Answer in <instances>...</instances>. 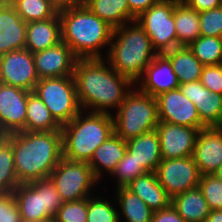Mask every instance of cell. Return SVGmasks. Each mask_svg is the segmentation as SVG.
Returning a JSON list of instances; mask_svg holds the SVG:
<instances>
[{
	"mask_svg": "<svg viewBox=\"0 0 222 222\" xmlns=\"http://www.w3.org/2000/svg\"><path fill=\"white\" fill-rule=\"evenodd\" d=\"M126 147L146 172H155L162 161L160 138L156 130L127 140Z\"/></svg>",
	"mask_w": 222,
	"mask_h": 222,
	"instance_id": "obj_22",
	"label": "cell"
},
{
	"mask_svg": "<svg viewBox=\"0 0 222 222\" xmlns=\"http://www.w3.org/2000/svg\"><path fill=\"white\" fill-rule=\"evenodd\" d=\"M20 210L13 192L0 193V222H21Z\"/></svg>",
	"mask_w": 222,
	"mask_h": 222,
	"instance_id": "obj_40",
	"label": "cell"
},
{
	"mask_svg": "<svg viewBox=\"0 0 222 222\" xmlns=\"http://www.w3.org/2000/svg\"><path fill=\"white\" fill-rule=\"evenodd\" d=\"M109 47L108 52L106 51L107 62L115 71L129 78L134 84L158 54L137 20L115 28Z\"/></svg>",
	"mask_w": 222,
	"mask_h": 222,
	"instance_id": "obj_4",
	"label": "cell"
},
{
	"mask_svg": "<svg viewBox=\"0 0 222 222\" xmlns=\"http://www.w3.org/2000/svg\"><path fill=\"white\" fill-rule=\"evenodd\" d=\"M85 6L114 29L130 22L127 0H91Z\"/></svg>",
	"mask_w": 222,
	"mask_h": 222,
	"instance_id": "obj_29",
	"label": "cell"
},
{
	"mask_svg": "<svg viewBox=\"0 0 222 222\" xmlns=\"http://www.w3.org/2000/svg\"><path fill=\"white\" fill-rule=\"evenodd\" d=\"M145 173L146 171L135 161L133 155L126 151L111 176L117 179L116 188H121L126 187L138 176Z\"/></svg>",
	"mask_w": 222,
	"mask_h": 222,
	"instance_id": "obj_35",
	"label": "cell"
},
{
	"mask_svg": "<svg viewBox=\"0 0 222 222\" xmlns=\"http://www.w3.org/2000/svg\"><path fill=\"white\" fill-rule=\"evenodd\" d=\"M39 78L33 54L27 49L0 55V83L34 91Z\"/></svg>",
	"mask_w": 222,
	"mask_h": 222,
	"instance_id": "obj_11",
	"label": "cell"
},
{
	"mask_svg": "<svg viewBox=\"0 0 222 222\" xmlns=\"http://www.w3.org/2000/svg\"><path fill=\"white\" fill-rule=\"evenodd\" d=\"M175 4L171 1L159 0L136 18L149 36L152 47L158 54H163L177 47L173 15Z\"/></svg>",
	"mask_w": 222,
	"mask_h": 222,
	"instance_id": "obj_9",
	"label": "cell"
},
{
	"mask_svg": "<svg viewBox=\"0 0 222 222\" xmlns=\"http://www.w3.org/2000/svg\"><path fill=\"white\" fill-rule=\"evenodd\" d=\"M32 54L39 79L73 76L78 58L65 42Z\"/></svg>",
	"mask_w": 222,
	"mask_h": 222,
	"instance_id": "obj_15",
	"label": "cell"
},
{
	"mask_svg": "<svg viewBox=\"0 0 222 222\" xmlns=\"http://www.w3.org/2000/svg\"><path fill=\"white\" fill-rule=\"evenodd\" d=\"M88 198L64 202L54 216L56 222H87Z\"/></svg>",
	"mask_w": 222,
	"mask_h": 222,
	"instance_id": "obj_37",
	"label": "cell"
},
{
	"mask_svg": "<svg viewBox=\"0 0 222 222\" xmlns=\"http://www.w3.org/2000/svg\"><path fill=\"white\" fill-rule=\"evenodd\" d=\"M61 41V20L58 13L47 20L27 23L25 49L31 53L48 49Z\"/></svg>",
	"mask_w": 222,
	"mask_h": 222,
	"instance_id": "obj_20",
	"label": "cell"
},
{
	"mask_svg": "<svg viewBox=\"0 0 222 222\" xmlns=\"http://www.w3.org/2000/svg\"><path fill=\"white\" fill-rule=\"evenodd\" d=\"M171 205L186 222H204L211 211L199 187L174 196Z\"/></svg>",
	"mask_w": 222,
	"mask_h": 222,
	"instance_id": "obj_25",
	"label": "cell"
},
{
	"mask_svg": "<svg viewBox=\"0 0 222 222\" xmlns=\"http://www.w3.org/2000/svg\"><path fill=\"white\" fill-rule=\"evenodd\" d=\"M113 119L114 131L124 141L154 131L159 124L157 100L135 86L124 98Z\"/></svg>",
	"mask_w": 222,
	"mask_h": 222,
	"instance_id": "obj_6",
	"label": "cell"
},
{
	"mask_svg": "<svg viewBox=\"0 0 222 222\" xmlns=\"http://www.w3.org/2000/svg\"><path fill=\"white\" fill-rule=\"evenodd\" d=\"M167 1H171L176 4H184V3H187L188 0H167Z\"/></svg>",
	"mask_w": 222,
	"mask_h": 222,
	"instance_id": "obj_50",
	"label": "cell"
},
{
	"mask_svg": "<svg viewBox=\"0 0 222 222\" xmlns=\"http://www.w3.org/2000/svg\"><path fill=\"white\" fill-rule=\"evenodd\" d=\"M18 186L12 143L4 136L0 139V193L13 192Z\"/></svg>",
	"mask_w": 222,
	"mask_h": 222,
	"instance_id": "obj_32",
	"label": "cell"
},
{
	"mask_svg": "<svg viewBox=\"0 0 222 222\" xmlns=\"http://www.w3.org/2000/svg\"><path fill=\"white\" fill-rule=\"evenodd\" d=\"M126 151V141H124L116 133L101 144L93 152L91 159L88 161L96 179L100 181L104 173L111 176L116 169L117 164L124 157Z\"/></svg>",
	"mask_w": 222,
	"mask_h": 222,
	"instance_id": "obj_21",
	"label": "cell"
},
{
	"mask_svg": "<svg viewBox=\"0 0 222 222\" xmlns=\"http://www.w3.org/2000/svg\"><path fill=\"white\" fill-rule=\"evenodd\" d=\"M61 131L63 158L88 162L93 152L115 133L113 114L82 110L70 122L62 125Z\"/></svg>",
	"mask_w": 222,
	"mask_h": 222,
	"instance_id": "obj_5",
	"label": "cell"
},
{
	"mask_svg": "<svg viewBox=\"0 0 222 222\" xmlns=\"http://www.w3.org/2000/svg\"><path fill=\"white\" fill-rule=\"evenodd\" d=\"M180 91L197 107L201 122L206 127L222 126V95L204 87L201 81L180 84Z\"/></svg>",
	"mask_w": 222,
	"mask_h": 222,
	"instance_id": "obj_17",
	"label": "cell"
},
{
	"mask_svg": "<svg viewBox=\"0 0 222 222\" xmlns=\"http://www.w3.org/2000/svg\"><path fill=\"white\" fill-rule=\"evenodd\" d=\"M61 127L37 94L33 91L30 92L27 101L24 131L49 132L61 130Z\"/></svg>",
	"mask_w": 222,
	"mask_h": 222,
	"instance_id": "obj_27",
	"label": "cell"
},
{
	"mask_svg": "<svg viewBox=\"0 0 222 222\" xmlns=\"http://www.w3.org/2000/svg\"><path fill=\"white\" fill-rule=\"evenodd\" d=\"M126 188L139 196L153 212L165 209L171 204V198L159 184L155 172L138 176Z\"/></svg>",
	"mask_w": 222,
	"mask_h": 222,
	"instance_id": "obj_23",
	"label": "cell"
},
{
	"mask_svg": "<svg viewBox=\"0 0 222 222\" xmlns=\"http://www.w3.org/2000/svg\"><path fill=\"white\" fill-rule=\"evenodd\" d=\"M59 8L74 5V0H52Z\"/></svg>",
	"mask_w": 222,
	"mask_h": 222,
	"instance_id": "obj_46",
	"label": "cell"
},
{
	"mask_svg": "<svg viewBox=\"0 0 222 222\" xmlns=\"http://www.w3.org/2000/svg\"><path fill=\"white\" fill-rule=\"evenodd\" d=\"M49 178L64 202L92 196L91 189L99 182L88 162L70 161L65 158L60 160Z\"/></svg>",
	"mask_w": 222,
	"mask_h": 222,
	"instance_id": "obj_8",
	"label": "cell"
},
{
	"mask_svg": "<svg viewBox=\"0 0 222 222\" xmlns=\"http://www.w3.org/2000/svg\"><path fill=\"white\" fill-rule=\"evenodd\" d=\"M179 85L171 62L164 54H157L146 67L142 77L135 83L141 92L154 98L167 91L177 89Z\"/></svg>",
	"mask_w": 222,
	"mask_h": 222,
	"instance_id": "obj_16",
	"label": "cell"
},
{
	"mask_svg": "<svg viewBox=\"0 0 222 222\" xmlns=\"http://www.w3.org/2000/svg\"><path fill=\"white\" fill-rule=\"evenodd\" d=\"M151 222H186L170 204L165 209L154 212Z\"/></svg>",
	"mask_w": 222,
	"mask_h": 222,
	"instance_id": "obj_42",
	"label": "cell"
},
{
	"mask_svg": "<svg viewBox=\"0 0 222 222\" xmlns=\"http://www.w3.org/2000/svg\"><path fill=\"white\" fill-rule=\"evenodd\" d=\"M200 81L211 92L222 95V67L219 64L205 65Z\"/></svg>",
	"mask_w": 222,
	"mask_h": 222,
	"instance_id": "obj_41",
	"label": "cell"
},
{
	"mask_svg": "<svg viewBox=\"0 0 222 222\" xmlns=\"http://www.w3.org/2000/svg\"><path fill=\"white\" fill-rule=\"evenodd\" d=\"M33 92L61 126L82 111L73 76L39 79Z\"/></svg>",
	"mask_w": 222,
	"mask_h": 222,
	"instance_id": "obj_7",
	"label": "cell"
},
{
	"mask_svg": "<svg viewBox=\"0 0 222 222\" xmlns=\"http://www.w3.org/2000/svg\"><path fill=\"white\" fill-rule=\"evenodd\" d=\"M3 137H4V134L2 133L1 128H0V139H2Z\"/></svg>",
	"mask_w": 222,
	"mask_h": 222,
	"instance_id": "obj_51",
	"label": "cell"
},
{
	"mask_svg": "<svg viewBox=\"0 0 222 222\" xmlns=\"http://www.w3.org/2000/svg\"><path fill=\"white\" fill-rule=\"evenodd\" d=\"M156 131L160 138L162 159L193 156L200 129L159 121Z\"/></svg>",
	"mask_w": 222,
	"mask_h": 222,
	"instance_id": "obj_14",
	"label": "cell"
},
{
	"mask_svg": "<svg viewBox=\"0 0 222 222\" xmlns=\"http://www.w3.org/2000/svg\"><path fill=\"white\" fill-rule=\"evenodd\" d=\"M174 21L177 34V47L189 46L201 36L199 13L186 3L175 4Z\"/></svg>",
	"mask_w": 222,
	"mask_h": 222,
	"instance_id": "obj_28",
	"label": "cell"
},
{
	"mask_svg": "<svg viewBox=\"0 0 222 222\" xmlns=\"http://www.w3.org/2000/svg\"><path fill=\"white\" fill-rule=\"evenodd\" d=\"M188 47L204 66L220 64L222 57V38L200 36Z\"/></svg>",
	"mask_w": 222,
	"mask_h": 222,
	"instance_id": "obj_33",
	"label": "cell"
},
{
	"mask_svg": "<svg viewBox=\"0 0 222 222\" xmlns=\"http://www.w3.org/2000/svg\"><path fill=\"white\" fill-rule=\"evenodd\" d=\"M21 222H56L55 218L52 217V218H49L47 220H44V221H25V220H22Z\"/></svg>",
	"mask_w": 222,
	"mask_h": 222,
	"instance_id": "obj_49",
	"label": "cell"
},
{
	"mask_svg": "<svg viewBox=\"0 0 222 222\" xmlns=\"http://www.w3.org/2000/svg\"><path fill=\"white\" fill-rule=\"evenodd\" d=\"M7 1H9V0H0V2H7Z\"/></svg>",
	"mask_w": 222,
	"mask_h": 222,
	"instance_id": "obj_52",
	"label": "cell"
},
{
	"mask_svg": "<svg viewBox=\"0 0 222 222\" xmlns=\"http://www.w3.org/2000/svg\"><path fill=\"white\" fill-rule=\"evenodd\" d=\"M171 62L179 84L199 81L204 65L188 46H179L163 53Z\"/></svg>",
	"mask_w": 222,
	"mask_h": 222,
	"instance_id": "obj_26",
	"label": "cell"
},
{
	"mask_svg": "<svg viewBox=\"0 0 222 222\" xmlns=\"http://www.w3.org/2000/svg\"><path fill=\"white\" fill-rule=\"evenodd\" d=\"M155 173L159 184L171 199L187 190L199 187L201 178L193 156L162 159Z\"/></svg>",
	"mask_w": 222,
	"mask_h": 222,
	"instance_id": "obj_10",
	"label": "cell"
},
{
	"mask_svg": "<svg viewBox=\"0 0 222 222\" xmlns=\"http://www.w3.org/2000/svg\"><path fill=\"white\" fill-rule=\"evenodd\" d=\"M116 204L119 203L121 215L126 222H151L154 212L136 194L126 187L116 188Z\"/></svg>",
	"mask_w": 222,
	"mask_h": 222,
	"instance_id": "obj_30",
	"label": "cell"
},
{
	"mask_svg": "<svg viewBox=\"0 0 222 222\" xmlns=\"http://www.w3.org/2000/svg\"><path fill=\"white\" fill-rule=\"evenodd\" d=\"M33 183L42 191L43 208L51 217H54L64 203L55 184L50 178L39 179Z\"/></svg>",
	"mask_w": 222,
	"mask_h": 222,
	"instance_id": "obj_38",
	"label": "cell"
},
{
	"mask_svg": "<svg viewBox=\"0 0 222 222\" xmlns=\"http://www.w3.org/2000/svg\"><path fill=\"white\" fill-rule=\"evenodd\" d=\"M204 222H222V209L211 210Z\"/></svg>",
	"mask_w": 222,
	"mask_h": 222,
	"instance_id": "obj_45",
	"label": "cell"
},
{
	"mask_svg": "<svg viewBox=\"0 0 222 222\" xmlns=\"http://www.w3.org/2000/svg\"><path fill=\"white\" fill-rule=\"evenodd\" d=\"M14 154L19 184L49 178L63 158L62 131L17 132L5 136Z\"/></svg>",
	"mask_w": 222,
	"mask_h": 222,
	"instance_id": "obj_2",
	"label": "cell"
},
{
	"mask_svg": "<svg viewBox=\"0 0 222 222\" xmlns=\"http://www.w3.org/2000/svg\"><path fill=\"white\" fill-rule=\"evenodd\" d=\"M156 100L159 121L200 130L206 127L200 120L197 107L184 96L179 88L157 96Z\"/></svg>",
	"mask_w": 222,
	"mask_h": 222,
	"instance_id": "obj_12",
	"label": "cell"
},
{
	"mask_svg": "<svg viewBox=\"0 0 222 222\" xmlns=\"http://www.w3.org/2000/svg\"><path fill=\"white\" fill-rule=\"evenodd\" d=\"M94 194L88 197L87 222H120L121 215L113 203Z\"/></svg>",
	"mask_w": 222,
	"mask_h": 222,
	"instance_id": "obj_34",
	"label": "cell"
},
{
	"mask_svg": "<svg viewBox=\"0 0 222 222\" xmlns=\"http://www.w3.org/2000/svg\"><path fill=\"white\" fill-rule=\"evenodd\" d=\"M201 36L222 38V6L199 13Z\"/></svg>",
	"mask_w": 222,
	"mask_h": 222,
	"instance_id": "obj_39",
	"label": "cell"
},
{
	"mask_svg": "<svg viewBox=\"0 0 222 222\" xmlns=\"http://www.w3.org/2000/svg\"><path fill=\"white\" fill-rule=\"evenodd\" d=\"M213 175L222 181V165L220 166V168L218 170H216Z\"/></svg>",
	"mask_w": 222,
	"mask_h": 222,
	"instance_id": "obj_48",
	"label": "cell"
},
{
	"mask_svg": "<svg viewBox=\"0 0 222 222\" xmlns=\"http://www.w3.org/2000/svg\"><path fill=\"white\" fill-rule=\"evenodd\" d=\"M193 158L201 175H211L222 165V126L205 127L198 134Z\"/></svg>",
	"mask_w": 222,
	"mask_h": 222,
	"instance_id": "obj_18",
	"label": "cell"
},
{
	"mask_svg": "<svg viewBox=\"0 0 222 222\" xmlns=\"http://www.w3.org/2000/svg\"><path fill=\"white\" fill-rule=\"evenodd\" d=\"M9 3L26 23L53 18L59 11L52 0H9Z\"/></svg>",
	"mask_w": 222,
	"mask_h": 222,
	"instance_id": "obj_31",
	"label": "cell"
},
{
	"mask_svg": "<svg viewBox=\"0 0 222 222\" xmlns=\"http://www.w3.org/2000/svg\"><path fill=\"white\" fill-rule=\"evenodd\" d=\"M27 23L7 2H0V55L25 49Z\"/></svg>",
	"mask_w": 222,
	"mask_h": 222,
	"instance_id": "obj_19",
	"label": "cell"
},
{
	"mask_svg": "<svg viewBox=\"0 0 222 222\" xmlns=\"http://www.w3.org/2000/svg\"><path fill=\"white\" fill-rule=\"evenodd\" d=\"M158 1L159 0H127L130 10V21L136 20L145 10H148Z\"/></svg>",
	"mask_w": 222,
	"mask_h": 222,
	"instance_id": "obj_43",
	"label": "cell"
},
{
	"mask_svg": "<svg viewBox=\"0 0 222 222\" xmlns=\"http://www.w3.org/2000/svg\"><path fill=\"white\" fill-rule=\"evenodd\" d=\"M62 41L78 59L104 58L101 54L109 45L114 28L96 16L86 6L59 8ZM102 49V50H101Z\"/></svg>",
	"mask_w": 222,
	"mask_h": 222,
	"instance_id": "obj_3",
	"label": "cell"
},
{
	"mask_svg": "<svg viewBox=\"0 0 222 222\" xmlns=\"http://www.w3.org/2000/svg\"><path fill=\"white\" fill-rule=\"evenodd\" d=\"M13 194L22 220L44 221L52 218L43 208L42 191L33 182L19 184Z\"/></svg>",
	"mask_w": 222,
	"mask_h": 222,
	"instance_id": "obj_24",
	"label": "cell"
},
{
	"mask_svg": "<svg viewBox=\"0 0 222 222\" xmlns=\"http://www.w3.org/2000/svg\"><path fill=\"white\" fill-rule=\"evenodd\" d=\"M204 198L210 210L222 209V181L217 179L213 174L201 175L199 181Z\"/></svg>",
	"mask_w": 222,
	"mask_h": 222,
	"instance_id": "obj_36",
	"label": "cell"
},
{
	"mask_svg": "<svg viewBox=\"0 0 222 222\" xmlns=\"http://www.w3.org/2000/svg\"><path fill=\"white\" fill-rule=\"evenodd\" d=\"M221 67H222V57H221V61H220V64H219Z\"/></svg>",
	"mask_w": 222,
	"mask_h": 222,
	"instance_id": "obj_53",
	"label": "cell"
},
{
	"mask_svg": "<svg viewBox=\"0 0 222 222\" xmlns=\"http://www.w3.org/2000/svg\"><path fill=\"white\" fill-rule=\"evenodd\" d=\"M107 63V64H106ZM73 77L81 109L93 113L112 114L135 84L120 75L105 58L77 59Z\"/></svg>",
	"mask_w": 222,
	"mask_h": 222,
	"instance_id": "obj_1",
	"label": "cell"
},
{
	"mask_svg": "<svg viewBox=\"0 0 222 222\" xmlns=\"http://www.w3.org/2000/svg\"><path fill=\"white\" fill-rule=\"evenodd\" d=\"M186 4L200 13L222 6V0H188Z\"/></svg>",
	"mask_w": 222,
	"mask_h": 222,
	"instance_id": "obj_44",
	"label": "cell"
},
{
	"mask_svg": "<svg viewBox=\"0 0 222 222\" xmlns=\"http://www.w3.org/2000/svg\"><path fill=\"white\" fill-rule=\"evenodd\" d=\"M91 0H74V5L76 6H85Z\"/></svg>",
	"mask_w": 222,
	"mask_h": 222,
	"instance_id": "obj_47",
	"label": "cell"
},
{
	"mask_svg": "<svg viewBox=\"0 0 222 222\" xmlns=\"http://www.w3.org/2000/svg\"><path fill=\"white\" fill-rule=\"evenodd\" d=\"M29 93L0 83V128L4 136L24 131Z\"/></svg>",
	"mask_w": 222,
	"mask_h": 222,
	"instance_id": "obj_13",
	"label": "cell"
}]
</instances>
